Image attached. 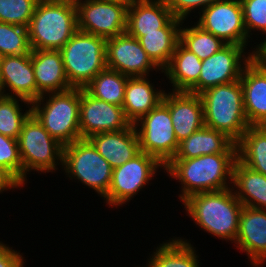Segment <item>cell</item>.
I'll return each instance as SVG.
<instances>
[{"mask_svg": "<svg viewBox=\"0 0 266 267\" xmlns=\"http://www.w3.org/2000/svg\"><path fill=\"white\" fill-rule=\"evenodd\" d=\"M106 38L77 31L60 49L72 88L83 89L106 66Z\"/></svg>", "mask_w": 266, "mask_h": 267, "instance_id": "8992f818", "label": "cell"}, {"mask_svg": "<svg viewBox=\"0 0 266 267\" xmlns=\"http://www.w3.org/2000/svg\"><path fill=\"white\" fill-rule=\"evenodd\" d=\"M235 244L253 267L266 262V210L243 206Z\"/></svg>", "mask_w": 266, "mask_h": 267, "instance_id": "d6986e66", "label": "cell"}, {"mask_svg": "<svg viewBox=\"0 0 266 267\" xmlns=\"http://www.w3.org/2000/svg\"><path fill=\"white\" fill-rule=\"evenodd\" d=\"M243 9V22L247 32L248 38L251 30H259L266 34V0H240ZM266 37V35H265ZM266 44V38L264 42H260L256 46V52L258 47Z\"/></svg>", "mask_w": 266, "mask_h": 267, "instance_id": "e575fe53", "label": "cell"}, {"mask_svg": "<svg viewBox=\"0 0 266 267\" xmlns=\"http://www.w3.org/2000/svg\"><path fill=\"white\" fill-rule=\"evenodd\" d=\"M184 240L176 237L157 246L144 267H200L195 247Z\"/></svg>", "mask_w": 266, "mask_h": 267, "instance_id": "83f0119b", "label": "cell"}, {"mask_svg": "<svg viewBox=\"0 0 266 267\" xmlns=\"http://www.w3.org/2000/svg\"><path fill=\"white\" fill-rule=\"evenodd\" d=\"M129 2L130 0L76 1L78 30L106 39L125 33Z\"/></svg>", "mask_w": 266, "mask_h": 267, "instance_id": "30bf717a", "label": "cell"}, {"mask_svg": "<svg viewBox=\"0 0 266 267\" xmlns=\"http://www.w3.org/2000/svg\"><path fill=\"white\" fill-rule=\"evenodd\" d=\"M237 144V159L266 176V126H249Z\"/></svg>", "mask_w": 266, "mask_h": 267, "instance_id": "f1b7e54d", "label": "cell"}, {"mask_svg": "<svg viewBox=\"0 0 266 267\" xmlns=\"http://www.w3.org/2000/svg\"><path fill=\"white\" fill-rule=\"evenodd\" d=\"M23 185L6 169L0 167V193Z\"/></svg>", "mask_w": 266, "mask_h": 267, "instance_id": "f35d334b", "label": "cell"}, {"mask_svg": "<svg viewBox=\"0 0 266 267\" xmlns=\"http://www.w3.org/2000/svg\"><path fill=\"white\" fill-rule=\"evenodd\" d=\"M23 259L20 251L12 250V247L0 242V267H24Z\"/></svg>", "mask_w": 266, "mask_h": 267, "instance_id": "74e56055", "label": "cell"}, {"mask_svg": "<svg viewBox=\"0 0 266 267\" xmlns=\"http://www.w3.org/2000/svg\"><path fill=\"white\" fill-rule=\"evenodd\" d=\"M162 101L169 107L179 143L205 126L204 106L200 95L187 91L165 92Z\"/></svg>", "mask_w": 266, "mask_h": 267, "instance_id": "e0dca14e", "label": "cell"}, {"mask_svg": "<svg viewBox=\"0 0 266 267\" xmlns=\"http://www.w3.org/2000/svg\"><path fill=\"white\" fill-rule=\"evenodd\" d=\"M199 95L204 106L205 127L223 132L237 143L250 126L240 80L208 88Z\"/></svg>", "mask_w": 266, "mask_h": 267, "instance_id": "3957f363", "label": "cell"}, {"mask_svg": "<svg viewBox=\"0 0 266 267\" xmlns=\"http://www.w3.org/2000/svg\"><path fill=\"white\" fill-rule=\"evenodd\" d=\"M165 166L154 156L140 151L125 164L113 169L111 184L104 197L106 204L120 206L129 202Z\"/></svg>", "mask_w": 266, "mask_h": 267, "instance_id": "8fae6325", "label": "cell"}, {"mask_svg": "<svg viewBox=\"0 0 266 267\" xmlns=\"http://www.w3.org/2000/svg\"><path fill=\"white\" fill-rule=\"evenodd\" d=\"M183 23L173 17L159 32L145 33L138 39L149 58L162 71L168 66L180 42V28Z\"/></svg>", "mask_w": 266, "mask_h": 267, "instance_id": "484cf974", "label": "cell"}, {"mask_svg": "<svg viewBox=\"0 0 266 267\" xmlns=\"http://www.w3.org/2000/svg\"><path fill=\"white\" fill-rule=\"evenodd\" d=\"M106 66L128 77H148L151 69L160 71L139 40L127 32L106 40Z\"/></svg>", "mask_w": 266, "mask_h": 267, "instance_id": "9a60e30c", "label": "cell"}, {"mask_svg": "<svg viewBox=\"0 0 266 267\" xmlns=\"http://www.w3.org/2000/svg\"><path fill=\"white\" fill-rule=\"evenodd\" d=\"M211 154H237V144L225 133L204 126L179 143L173 159H191Z\"/></svg>", "mask_w": 266, "mask_h": 267, "instance_id": "603a6c76", "label": "cell"}, {"mask_svg": "<svg viewBox=\"0 0 266 267\" xmlns=\"http://www.w3.org/2000/svg\"><path fill=\"white\" fill-rule=\"evenodd\" d=\"M134 126L139 138L140 151L154 156L166 166L174 158L179 147L169 107L161 101L135 122Z\"/></svg>", "mask_w": 266, "mask_h": 267, "instance_id": "9c48e42d", "label": "cell"}, {"mask_svg": "<svg viewBox=\"0 0 266 267\" xmlns=\"http://www.w3.org/2000/svg\"><path fill=\"white\" fill-rule=\"evenodd\" d=\"M2 54L0 53V66H1V60H2Z\"/></svg>", "mask_w": 266, "mask_h": 267, "instance_id": "b9f144b4", "label": "cell"}, {"mask_svg": "<svg viewBox=\"0 0 266 267\" xmlns=\"http://www.w3.org/2000/svg\"><path fill=\"white\" fill-rule=\"evenodd\" d=\"M180 43L200 60L207 59L226 45L220 38L195 23L190 27L180 28Z\"/></svg>", "mask_w": 266, "mask_h": 267, "instance_id": "4dcf8cb0", "label": "cell"}, {"mask_svg": "<svg viewBox=\"0 0 266 267\" xmlns=\"http://www.w3.org/2000/svg\"><path fill=\"white\" fill-rule=\"evenodd\" d=\"M44 2H67V3H76V0H39Z\"/></svg>", "mask_w": 266, "mask_h": 267, "instance_id": "60d3db41", "label": "cell"}, {"mask_svg": "<svg viewBox=\"0 0 266 267\" xmlns=\"http://www.w3.org/2000/svg\"><path fill=\"white\" fill-rule=\"evenodd\" d=\"M31 62L38 90V98L48 93L72 88L68 82L60 50L31 49Z\"/></svg>", "mask_w": 266, "mask_h": 267, "instance_id": "ffe728a7", "label": "cell"}, {"mask_svg": "<svg viewBox=\"0 0 266 267\" xmlns=\"http://www.w3.org/2000/svg\"><path fill=\"white\" fill-rule=\"evenodd\" d=\"M232 183L233 192L243 206L266 210L265 175L250 169L237 159L233 167Z\"/></svg>", "mask_w": 266, "mask_h": 267, "instance_id": "4316f807", "label": "cell"}, {"mask_svg": "<svg viewBox=\"0 0 266 267\" xmlns=\"http://www.w3.org/2000/svg\"><path fill=\"white\" fill-rule=\"evenodd\" d=\"M244 51L245 46L226 44L218 52L202 60L198 95L208 88L240 80L244 67L256 55V50L249 52L248 56Z\"/></svg>", "mask_w": 266, "mask_h": 267, "instance_id": "4fadbf2b", "label": "cell"}, {"mask_svg": "<svg viewBox=\"0 0 266 267\" xmlns=\"http://www.w3.org/2000/svg\"><path fill=\"white\" fill-rule=\"evenodd\" d=\"M237 154H211L191 159H172L164 169L181 182L180 202L202 192L231 188ZM231 183H230V182Z\"/></svg>", "mask_w": 266, "mask_h": 267, "instance_id": "6da1fadb", "label": "cell"}, {"mask_svg": "<svg viewBox=\"0 0 266 267\" xmlns=\"http://www.w3.org/2000/svg\"><path fill=\"white\" fill-rule=\"evenodd\" d=\"M17 142L23 166V186L27 172L48 173L57 170L60 163L62 165L64 146L44 129L32 113L24 121Z\"/></svg>", "mask_w": 266, "mask_h": 267, "instance_id": "52a82bcc", "label": "cell"}, {"mask_svg": "<svg viewBox=\"0 0 266 267\" xmlns=\"http://www.w3.org/2000/svg\"><path fill=\"white\" fill-rule=\"evenodd\" d=\"M202 60L186 49L180 42L164 72L172 84L173 91H187L198 94V78Z\"/></svg>", "mask_w": 266, "mask_h": 267, "instance_id": "d4e9b609", "label": "cell"}, {"mask_svg": "<svg viewBox=\"0 0 266 267\" xmlns=\"http://www.w3.org/2000/svg\"><path fill=\"white\" fill-rule=\"evenodd\" d=\"M9 88L12 92H6ZM13 93V94H12ZM0 95L19 97L30 103L38 99L31 54L3 56L0 66Z\"/></svg>", "mask_w": 266, "mask_h": 267, "instance_id": "2e32d148", "label": "cell"}, {"mask_svg": "<svg viewBox=\"0 0 266 267\" xmlns=\"http://www.w3.org/2000/svg\"><path fill=\"white\" fill-rule=\"evenodd\" d=\"M2 56L31 54L27 27L0 22Z\"/></svg>", "mask_w": 266, "mask_h": 267, "instance_id": "d6a6232c", "label": "cell"}, {"mask_svg": "<svg viewBox=\"0 0 266 267\" xmlns=\"http://www.w3.org/2000/svg\"><path fill=\"white\" fill-rule=\"evenodd\" d=\"M172 18L165 0H130L126 32L139 39L145 33L159 32Z\"/></svg>", "mask_w": 266, "mask_h": 267, "instance_id": "44dd1931", "label": "cell"}, {"mask_svg": "<svg viewBox=\"0 0 266 267\" xmlns=\"http://www.w3.org/2000/svg\"><path fill=\"white\" fill-rule=\"evenodd\" d=\"M127 80L128 76L106 68L99 72L83 89L95 98L122 107Z\"/></svg>", "mask_w": 266, "mask_h": 267, "instance_id": "f546056e", "label": "cell"}, {"mask_svg": "<svg viewBox=\"0 0 266 267\" xmlns=\"http://www.w3.org/2000/svg\"><path fill=\"white\" fill-rule=\"evenodd\" d=\"M88 139L113 169L125 164L140 152L134 124L122 131L98 133Z\"/></svg>", "mask_w": 266, "mask_h": 267, "instance_id": "7402d4cb", "label": "cell"}, {"mask_svg": "<svg viewBox=\"0 0 266 267\" xmlns=\"http://www.w3.org/2000/svg\"><path fill=\"white\" fill-rule=\"evenodd\" d=\"M0 167L9 171L23 185V166L17 139L0 134Z\"/></svg>", "mask_w": 266, "mask_h": 267, "instance_id": "d590c367", "label": "cell"}, {"mask_svg": "<svg viewBox=\"0 0 266 267\" xmlns=\"http://www.w3.org/2000/svg\"><path fill=\"white\" fill-rule=\"evenodd\" d=\"M150 82L147 76L128 77L122 108L126 118L132 124L148 114L163 100L166 90L154 88Z\"/></svg>", "mask_w": 266, "mask_h": 267, "instance_id": "cb8c5ba5", "label": "cell"}, {"mask_svg": "<svg viewBox=\"0 0 266 267\" xmlns=\"http://www.w3.org/2000/svg\"><path fill=\"white\" fill-rule=\"evenodd\" d=\"M240 82L250 126H266V66L256 57L244 67Z\"/></svg>", "mask_w": 266, "mask_h": 267, "instance_id": "ac0fdd59", "label": "cell"}, {"mask_svg": "<svg viewBox=\"0 0 266 267\" xmlns=\"http://www.w3.org/2000/svg\"><path fill=\"white\" fill-rule=\"evenodd\" d=\"M19 101L28 105L29 109L24 114ZM29 105L31 103L25 99L0 95V134L17 139L24 121L31 114V106Z\"/></svg>", "mask_w": 266, "mask_h": 267, "instance_id": "1f68e13d", "label": "cell"}, {"mask_svg": "<svg viewBox=\"0 0 266 267\" xmlns=\"http://www.w3.org/2000/svg\"><path fill=\"white\" fill-rule=\"evenodd\" d=\"M182 204L202 230L235 243L243 205L232 188L193 194Z\"/></svg>", "mask_w": 266, "mask_h": 267, "instance_id": "7a4b0ae2", "label": "cell"}, {"mask_svg": "<svg viewBox=\"0 0 266 267\" xmlns=\"http://www.w3.org/2000/svg\"><path fill=\"white\" fill-rule=\"evenodd\" d=\"M27 29L31 49L60 50L78 31L76 4L38 1Z\"/></svg>", "mask_w": 266, "mask_h": 267, "instance_id": "277c9868", "label": "cell"}, {"mask_svg": "<svg viewBox=\"0 0 266 267\" xmlns=\"http://www.w3.org/2000/svg\"><path fill=\"white\" fill-rule=\"evenodd\" d=\"M218 0H165L173 17L185 21L192 10L200 9L202 12L206 7L210 6ZM185 19V20H184Z\"/></svg>", "mask_w": 266, "mask_h": 267, "instance_id": "8d00e7d4", "label": "cell"}, {"mask_svg": "<svg viewBox=\"0 0 266 267\" xmlns=\"http://www.w3.org/2000/svg\"><path fill=\"white\" fill-rule=\"evenodd\" d=\"M255 56L266 66V44L258 47Z\"/></svg>", "mask_w": 266, "mask_h": 267, "instance_id": "ab89813d", "label": "cell"}, {"mask_svg": "<svg viewBox=\"0 0 266 267\" xmlns=\"http://www.w3.org/2000/svg\"><path fill=\"white\" fill-rule=\"evenodd\" d=\"M196 22L226 44L248 46L240 0H218L199 13Z\"/></svg>", "mask_w": 266, "mask_h": 267, "instance_id": "7c38bea8", "label": "cell"}, {"mask_svg": "<svg viewBox=\"0 0 266 267\" xmlns=\"http://www.w3.org/2000/svg\"><path fill=\"white\" fill-rule=\"evenodd\" d=\"M62 168L70 179L92 188L102 199L108 193L113 168L89 139L81 138L64 146Z\"/></svg>", "mask_w": 266, "mask_h": 267, "instance_id": "ba28073f", "label": "cell"}, {"mask_svg": "<svg viewBox=\"0 0 266 267\" xmlns=\"http://www.w3.org/2000/svg\"><path fill=\"white\" fill-rule=\"evenodd\" d=\"M39 0H0V22L28 27Z\"/></svg>", "mask_w": 266, "mask_h": 267, "instance_id": "836d02e7", "label": "cell"}, {"mask_svg": "<svg viewBox=\"0 0 266 267\" xmlns=\"http://www.w3.org/2000/svg\"><path fill=\"white\" fill-rule=\"evenodd\" d=\"M47 96L49 99L45 94L31 103V113L44 129L63 146L81 139L79 127L80 88L48 93Z\"/></svg>", "mask_w": 266, "mask_h": 267, "instance_id": "5b68a950", "label": "cell"}, {"mask_svg": "<svg viewBox=\"0 0 266 267\" xmlns=\"http://www.w3.org/2000/svg\"><path fill=\"white\" fill-rule=\"evenodd\" d=\"M131 125L121 106L95 98L80 88L81 138L88 139L98 133L122 131Z\"/></svg>", "mask_w": 266, "mask_h": 267, "instance_id": "5bb4252c", "label": "cell"}]
</instances>
